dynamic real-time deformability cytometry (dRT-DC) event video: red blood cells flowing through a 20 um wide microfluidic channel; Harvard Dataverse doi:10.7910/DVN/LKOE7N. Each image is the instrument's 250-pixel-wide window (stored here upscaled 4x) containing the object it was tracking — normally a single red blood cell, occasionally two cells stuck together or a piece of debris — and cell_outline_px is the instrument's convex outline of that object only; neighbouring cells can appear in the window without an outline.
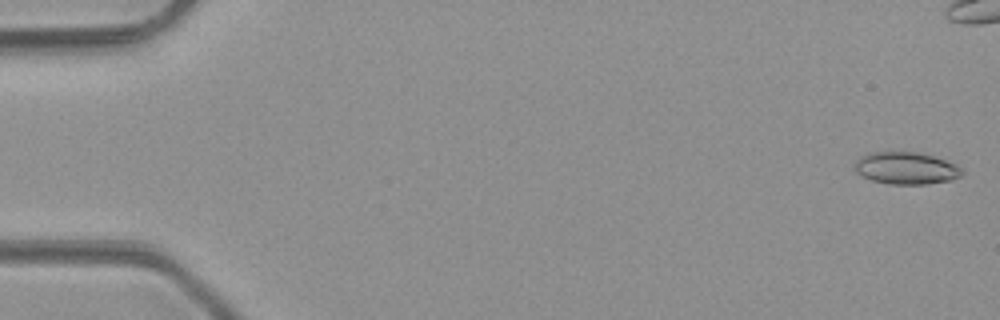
{"species": "common noctule bat (a hibernating species)", "species_latin": "Nyctalus noctula", "temperature_condition": "room temperature", "stored_images_in_passage": 6, "camera_frame_rate_fps": 3000, "um_per_image_px": 0.085, "animal": {"sex": "male", "body_mass_g": 23.1, "forearm_length_mm": 52.7}, "frame": {"image": 1, "passage_image": 1, "time_ms": 0.0, "image_size_px": [1000, 320], "cell_outline_px": [[964, 172], [960, 176], [952, 180], [924, 184], [888, 184], [872, 180], [856, 172], [856, 160], [860, 156], [868, 152], [916, 152], [932, 156], [956, 164]], "centroid_in_image_um": [77.01, 14.29], "position_along_channel_um": 8.0, "area_um2": 19.94}}